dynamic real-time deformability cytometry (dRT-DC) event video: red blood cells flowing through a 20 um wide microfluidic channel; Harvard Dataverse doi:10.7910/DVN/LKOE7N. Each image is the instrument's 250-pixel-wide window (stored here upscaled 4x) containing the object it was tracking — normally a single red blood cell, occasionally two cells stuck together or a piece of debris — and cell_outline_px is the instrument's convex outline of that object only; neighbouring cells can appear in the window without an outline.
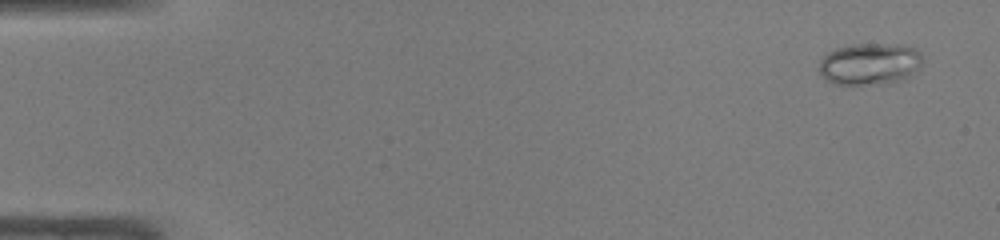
{"species": "common noctule bat (a hibernating species)", "species_latin": "Nyctalus noctula", "temperature_condition": "warm", "stored_images_in_passage": 46, "camera_frame_rate_fps": 3000, "um_per_image_px": 0.085, "animal": {"sex": "male", "body_mass_g": 19.0, "forearm_length_mm": 50.8}, "frame": {"image": 1, "passage_image": 1, "time_ms": 0.0, "image_size_px": [1000, 240], "cell_outline_px": [[924, 56], [920, 68], [912, 76], [904, 80], [860, 84], [836, 84], [820, 76], [820, 60], [828, 52], [836, 48], [852, 44], [904, 44], [916, 48]], "centroid_in_image_um": [73.99, 5.4], "position_along_channel_um": 11.0, "area_um2": 25.37}}
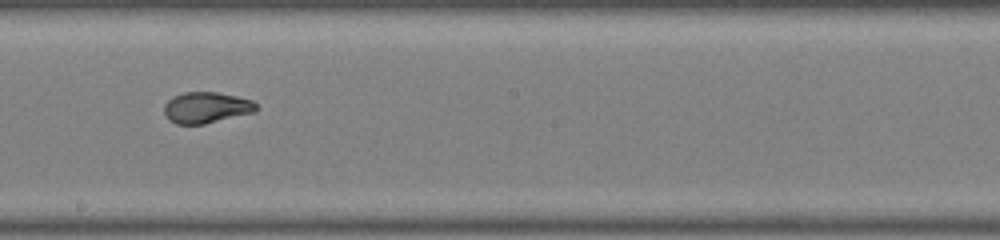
{"frame": {"image": 2, "passage_image": 26, "time_ms": 8.333, "image_size_px": [1000, 240], "cell_outline_px": [[256, 112], [204, 124], [176, 124], [168, 120], [164, 112], [164, 104], [172, 96], [184, 92], [216, 92], [236, 96], [252, 100], [256, 104]], "centroid_in_image_um": [17.51, 9.14], "position_along_channel_um": 230.7, "area_um2": 16.76}}
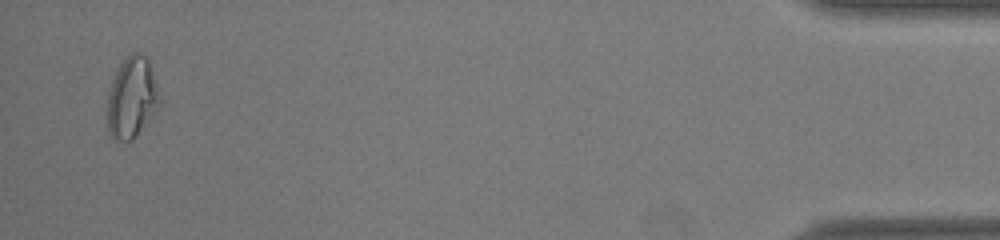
{"frame": {"image": 3, "passage_image": 45, "time_ms": 14.667, "image_size_px": [1000, 240], "cell_outline_px": [[156, 112], [132, 140], [116, 140], [112, 136], [108, 128], [108, 96], [112, 80], [120, 64], [132, 52], [136, 52], [148, 56], [156, 84]], "centroid_in_image_um": [11.18, 8.28], "position_along_channel_um": 424.0, "area_um2": 23.87}}